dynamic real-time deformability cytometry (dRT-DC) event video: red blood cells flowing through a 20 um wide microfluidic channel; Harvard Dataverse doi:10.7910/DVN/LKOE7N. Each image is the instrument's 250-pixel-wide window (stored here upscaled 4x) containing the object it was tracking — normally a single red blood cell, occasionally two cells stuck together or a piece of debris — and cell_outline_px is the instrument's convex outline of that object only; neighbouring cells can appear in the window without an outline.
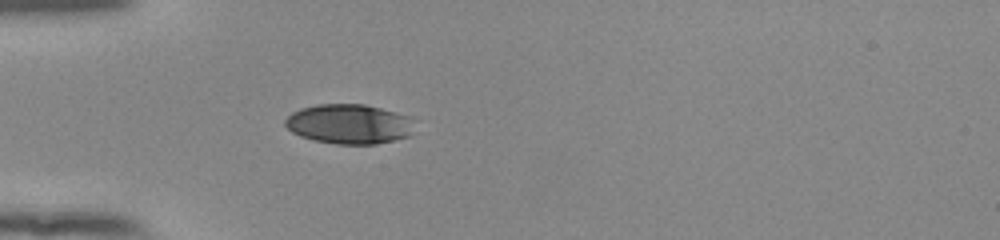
{"species": "human", "species_latin": "Homo sapiens", "temperature_condition": "room temperature", "stored_images_in_passage": 37, "camera_frame_rate_fps": 3000, "um_per_image_px": 0.085, "donor": {"sex": "female"}, "frame": {"image": 1, "passage_image": 1, "time_ms": 0.0, "image_size_px": [1000, 240], "cell_outline_px": [[408, 136], [376, 144], [336, 144], [316, 140], [300, 136], [292, 132], [284, 124], [284, 120], [292, 112], [300, 108], [316, 104], [364, 104], [380, 108], [408, 116]], "centroid_in_image_um": [29.55, 10.53], "position_along_channel_um": 55.4, "area_um2": 29.3}}
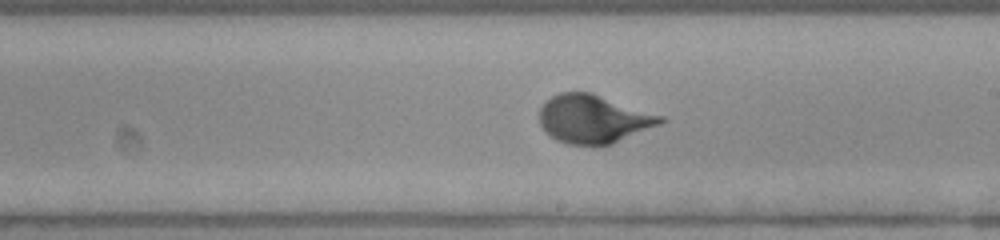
{"frame": {"image": 2, "passage_image": 16, "time_ms": 5.0, "image_size_px": [1000, 240], "cell_outline_px": [[668, 120], [660, 124], [612, 144], [592, 148], [568, 144], [556, 140], [540, 124], [540, 108], [552, 96], [560, 92], [592, 92], [664, 116]], "centroid_in_image_um": [50.48, 10.14], "position_along_channel_um": 238.5, "area_um2": 34.45}}
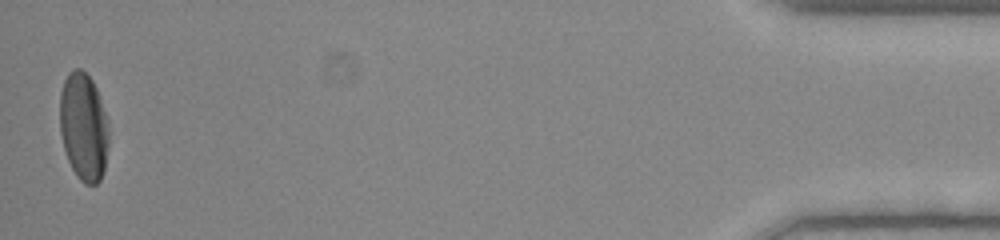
{"frame": {"image": 3, "passage_image": 37, "time_ms": 12.0, "image_size_px": [1000, 240], "cell_outline_px": [[108, 144], [104, 172], [100, 180], [96, 184], [84, 184], [76, 176], [68, 160], [64, 148], [60, 132], [60, 92], [64, 80], [68, 72], [76, 68], [80, 68], [92, 80], [96, 88], [104, 112], [108, 128]], "centroid_in_image_um": [7.09, 10.79], "position_along_channel_um": 428.1, "area_um2": 30.69}, "authors_computed_cell_mechanics": {"area_um2": 32.5992, "velocity_mm_per_s": 3.889, "shape_relaxation_time_tau1_ms": 2.992, "shape_relaxation_time_tau2_ms": null, "deformation_change_tau1": 0.1681, "deformation_change_tau2": null}}